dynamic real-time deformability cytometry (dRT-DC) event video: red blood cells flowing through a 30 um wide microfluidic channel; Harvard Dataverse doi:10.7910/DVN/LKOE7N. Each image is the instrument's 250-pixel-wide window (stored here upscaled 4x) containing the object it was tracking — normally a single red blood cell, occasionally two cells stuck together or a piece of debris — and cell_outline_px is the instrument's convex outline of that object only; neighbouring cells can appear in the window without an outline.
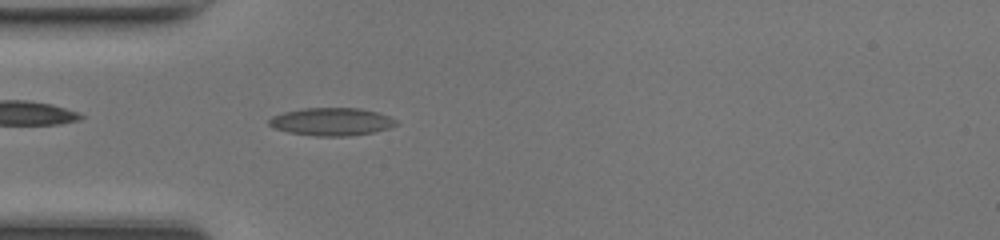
{"species": "common noctule bat (a hibernating species)", "species_latin": "Nyctalus noctula", "temperature_condition": "room temperature", "stored_images_in_passage": 36, "camera_frame_rate_fps": 3000, "um_per_image_px": 0.085, "animal": {"sex": "female", "body_mass_g": 17.0, "forearm_length_mm": 48.0}, "frame": {"image": 1, "passage_image": 2, "time_ms": 0.333, "image_size_px": [1000, 240], "cell_outline_px": [[400, 124], [388, 128], [372, 132], [348, 136], [316, 136], [288, 132], [276, 128], [268, 124], [268, 120], [272, 116], [284, 112], [304, 108], [360, 108], [376, 112], [388, 116], [396, 120]], "centroid_in_image_um": [28.18, 10.34], "position_along_channel_um": 56.8, "area_um2": 20.46}}
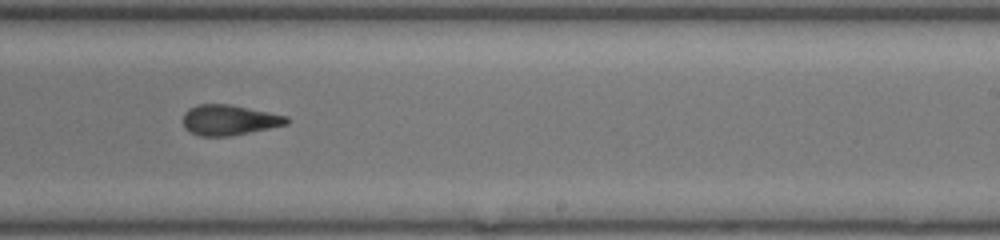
{"frame": {"image": 2, "passage_image": 17, "time_ms": 5.333, "image_size_px": [1000, 240], "cell_outline_px": [[288, 124], [228, 136], [200, 136], [184, 128], [184, 112], [188, 108], [196, 104], [228, 104], [288, 116]], "centroid_in_image_um": [19.44, 10.19], "position_along_channel_um": 269.6, "area_um2": 18.09}}
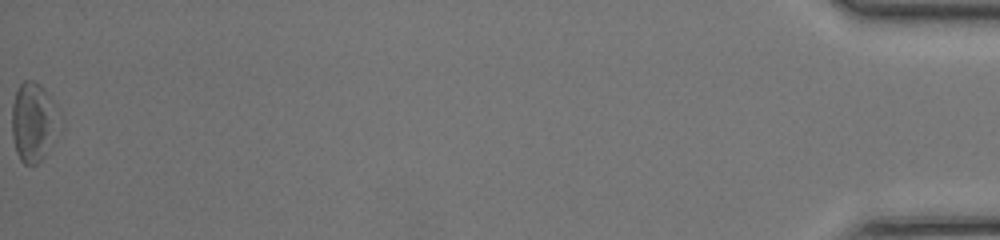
{"frame": {"image": 3, "passage_image": 36, "time_ms": 11.667, "image_size_px": [1000, 240], "cell_outline_px": [[52, 128], [44, 156], [36, 164], [24, 164], [20, 160], [16, 152], [12, 136], [12, 104], [16, 92], [20, 84], [24, 80], [32, 80], [40, 84], [44, 88], [52, 100]], "centroid_in_image_um": [2.67, 10.33], "position_along_channel_um": 432.5, "area_um2": 20.0}, "authors_computed_cell_mechanics": {"area_um2": 18.9295, "velocity_mm_per_s": 4.3235, "shape_relaxation_time_tau1_ms": 7.8666, "shape_relaxation_time_tau2_ms": 2.7025, "deformation_change_tau1": 0.1925, "deformation_change_tau2": 0.1135}}